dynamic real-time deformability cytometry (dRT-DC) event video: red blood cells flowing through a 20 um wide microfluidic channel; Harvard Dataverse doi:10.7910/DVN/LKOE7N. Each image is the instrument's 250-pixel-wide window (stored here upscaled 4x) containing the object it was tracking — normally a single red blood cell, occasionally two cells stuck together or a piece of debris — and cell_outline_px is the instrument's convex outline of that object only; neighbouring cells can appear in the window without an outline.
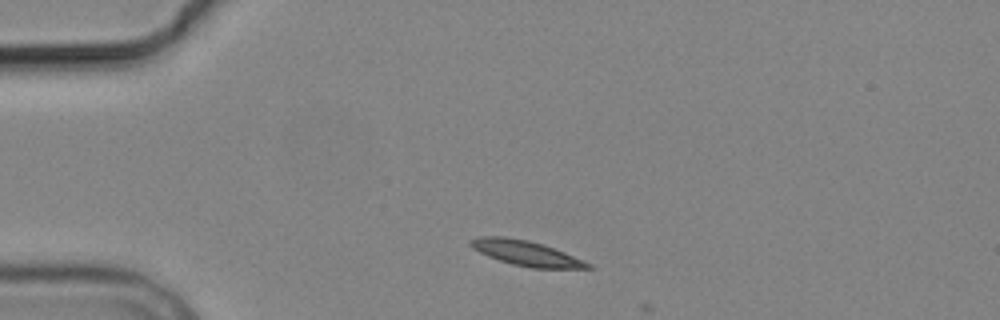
{"species": "common noctule bat (a hibernating species)", "species_latin": "Nyctalus noctula", "temperature_condition": "cold", "stored_images_in_passage": 2, "camera_frame_rate_fps": 3000, "um_per_image_px": 0.085, "animal": {"sex": "male", "body_mass_g": 19.2, "forearm_length_mm": 51.8}, "frame": {"image": 1, "passage_image": 1, "time_ms": 0.0, "image_size_px": [1000, 320], "cell_outline_px": [[596, 268], [532, 268], [512, 264], [488, 256], [472, 248], [468, 244], [468, 240], [480, 236], [504, 236], [528, 240], [544, 244], [584, 260], [592, 264]], "centroid_in_image_um": [44.71, 21.51], "position_along_channel_um": 40.3, "area_um2": 17.22}}